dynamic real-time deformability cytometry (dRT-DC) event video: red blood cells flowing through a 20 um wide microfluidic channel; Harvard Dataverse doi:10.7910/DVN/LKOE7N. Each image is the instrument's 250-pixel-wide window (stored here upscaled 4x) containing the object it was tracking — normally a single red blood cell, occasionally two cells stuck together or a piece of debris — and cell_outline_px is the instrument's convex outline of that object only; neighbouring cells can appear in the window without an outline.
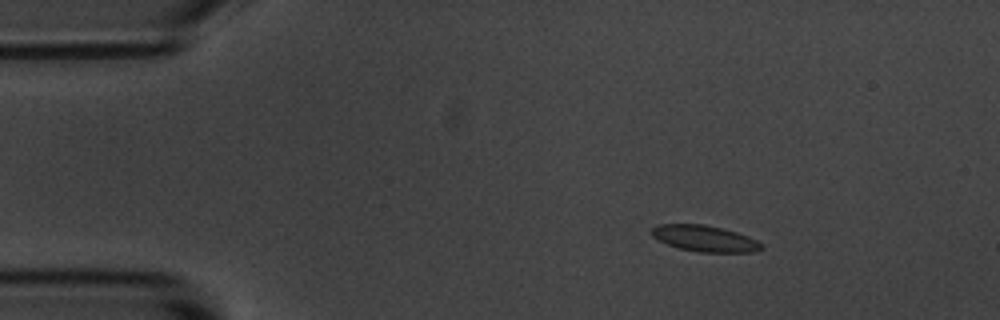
{"species": "common noctule bat (a hibernating species)", "species_latin": "Nyctalus noctula", "temperature_condition": "room temperature", "stored_images_in_passage": 5, "camera_frame_rate_fps": 3000, "um_per_image_px": 0.085, "animal": {"sex": "male", "body_mass_g": 20.1, "forearm_length_mm": 53.5}, "frame": {"image": 1, "passage_image": 3, "time_ms": 2.333, "image_size_px": [1000, 320], "cell_outline_px": [[764, 248], [752, 252], [700, 252], [680, 248], [668, 244], [652, 236], [648, 232], [652, 228], [660, 224], [704, 224], [736, 232], [748, 236], [764, 244]], "centroid_in_image_um": [59.91, 20.27], "position_along_channel_um": 25.1, "area_um2": 16.65}}